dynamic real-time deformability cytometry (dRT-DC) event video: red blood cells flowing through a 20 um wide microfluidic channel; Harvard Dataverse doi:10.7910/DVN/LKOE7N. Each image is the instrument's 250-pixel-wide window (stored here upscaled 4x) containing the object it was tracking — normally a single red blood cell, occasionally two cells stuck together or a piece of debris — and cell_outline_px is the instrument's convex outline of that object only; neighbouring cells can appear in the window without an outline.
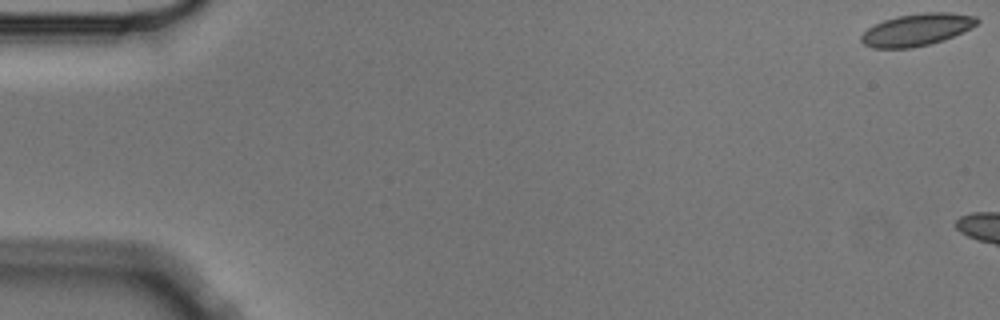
{"species": "Egyptian fruit bat (a non-hibernating species)", "species_latin": "Rousettus aegyptiacus", "temperature_condition": "cold", "stored_images_in_passage": 2, "camera_frame_rate_fps": 3000, "um_per_image_px": 0.085, "animal": {"sex": "male"}, "frame": {"image": 1, "passage_image": 1, "time_ms": 0.0, "image_size_px": [1000, 320], "cell_outline_px": [[980, 20], [976, 24], [944, 40], [912, 48], [872, 48], [864, 44], [860, 40], [860, 36], [868, 28], [884, 20], [896, 16], [920, 12], [952, 12], [976, 16]], "centroid_in_image_um": [77.9, 2.51], "position_along_channel_um": 7.1, "area_um2": 21.62}}